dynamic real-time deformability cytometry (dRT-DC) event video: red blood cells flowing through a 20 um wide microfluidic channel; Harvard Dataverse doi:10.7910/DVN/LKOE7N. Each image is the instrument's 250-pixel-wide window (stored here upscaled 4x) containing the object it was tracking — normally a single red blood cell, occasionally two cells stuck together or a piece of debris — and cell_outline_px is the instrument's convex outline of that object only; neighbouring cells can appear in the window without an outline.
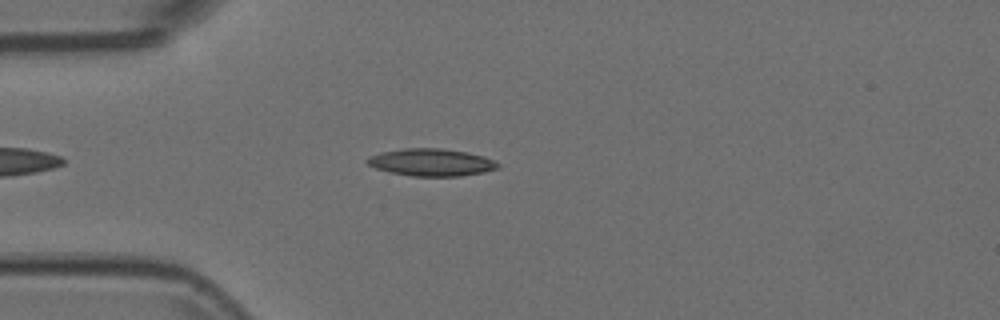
{"species": "Egyptian fruit bat (a non-hibernating species)", "species_latin": "Rousettus aegyptiacus", "temperature_condition": "room temperature", "stored_images_in_passage": 48, "camera_frame_rate_fps": 3000, "um_per_image_px": 0.085, "animal": {"sex": "female"}, "frame": {"image": 1, "passage_image": 8, "time_ms": 2.333, "image_size_px": [1000, 320], "cell_outline_px": [[500, 168], [484, 172], [460, 176], [412, 176], [388, 172], [376, 168], [368, 164], [364, 160], [368, 156], [380, 152], [404, 148], [440, 148], [468, 152], [484, 156], [500, 164]], "centroid_in_image_um": [36.64, 13.79], "position_along_channel_um": 48.4, "area_um2": 20.98}}
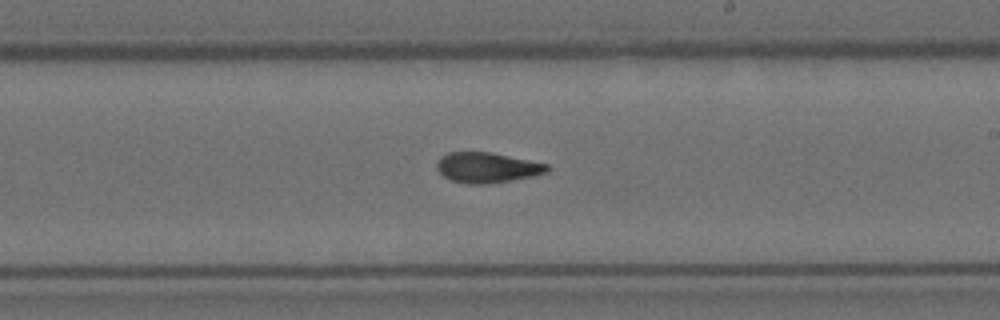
{"frame": {"image": 2, "passage_image": 25, "time_ms": 8.0, "image_size_px": [1000, 320], "cell_outline_px": [[552, 168], [548, 172], [532, 176], [512, 180], [484, 184], [468, 184], [452, 180], [444, 176], [436, 168], [436, 164], [440, 156], [448, 152], [488, 152], [548, 164]], "centroid_in_image_um": [41.4, 14.24], "position_along_channel_um": 247.6, "area_um2": 19.36}}
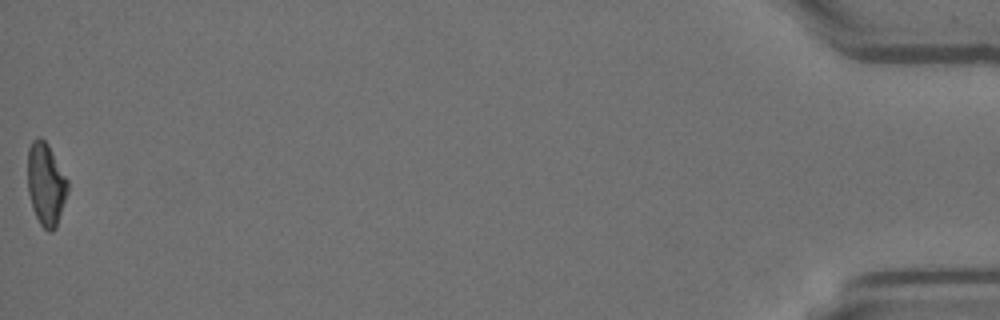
{"frame": {"image": 3, "passage_image": 48, "time_ms": 15.667, "image_size_px": [1000, 320], "cell_outline_px": [[68, 192], [56, 228], [52, 232], [48, 232], [40, 224], [32, 208], [28, 192], [28, 148], [32, 140], [36, 136], [40, 136], [48, 144], [68, 180]], "centroid_in_image_um": [3.9, 15.65], "position_along_channel_um": 431.3, "area_um2": 19.42}}